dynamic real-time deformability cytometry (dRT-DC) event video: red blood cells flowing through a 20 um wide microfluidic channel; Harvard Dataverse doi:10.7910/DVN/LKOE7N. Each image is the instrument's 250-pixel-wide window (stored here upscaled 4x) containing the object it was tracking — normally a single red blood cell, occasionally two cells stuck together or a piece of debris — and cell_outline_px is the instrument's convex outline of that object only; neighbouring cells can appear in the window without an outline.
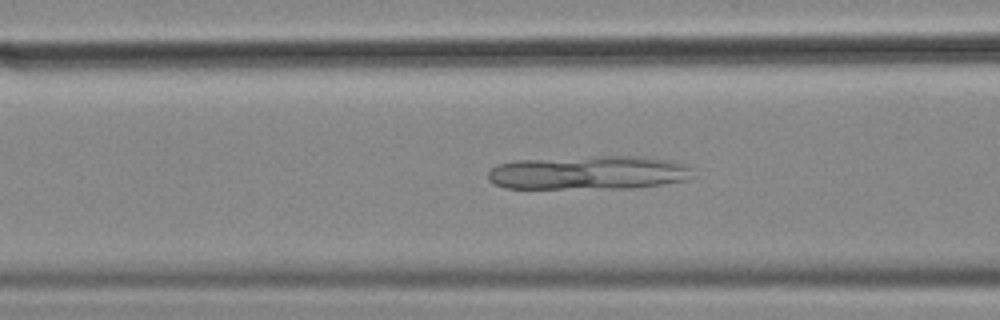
{"species": "common noctule bat (a hibernating species)", "species_latin": "Nyctalus noctula", "temperature_condition": "cold", "stored_images_in_passage": 48, "camera_frame_rate_fps": 3000, "um_per_image_px": 0.085, "animal": {"sex": "female", "body_mass_g": 18.4}, "frame": {"image": 1, "passage_image": 16, "time_ms": 5.0, "image_size_px": [1000, 320], "cell_outline_px": [[696, 168], [692, 176], [688, 180], [664, 184], [632, 188], [504, 188], [488, 180], [488, 172], [492, 168], [500, 164], [516, 160], [596, 156], [644, 156], [676, 160], [688, 164]], "centroid_in_image_um": [50.17, 14.67], "position_along_channel_um": 116.4, "area_um2": 40.98}}
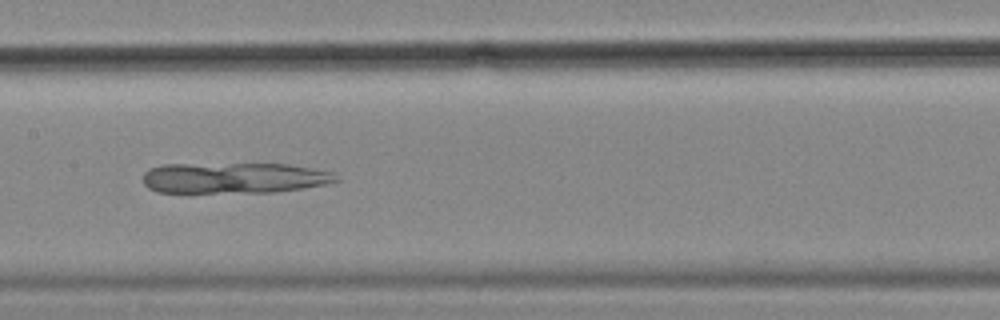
{"frame": {"image": 2, "passage_image": 22, "time_ms": 7.0, "image_size_px": [1000, 320], "cell_outline_px": [[340, 180], [328, 184], [304, 188], [272, 192], [156, 192], [148, 188], [144, 184], [144, 172], [148, 168], [164, 164], [288, 164], [312, 168], [332, 172], [340, 176]], "centroid_in_image_um": [19.92, 15.12], "position_along_channel_um": 187.5, "area_um2": 34.8}}
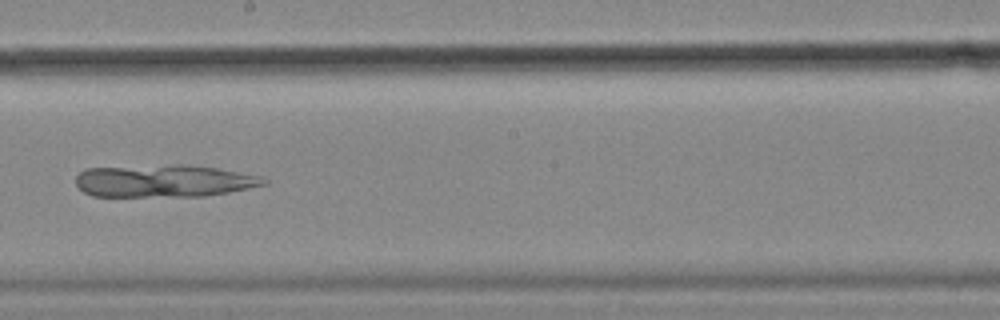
{"frame": {"image": 3, "passage_image": 26, "time_ms": 8.333, "image_size_px": [1000, 320], "cell_outline_px": [[268, 184], [228, 192], [204, 196], [92, 196], [84, 192], [76, 184], [76, 176], [80, 172], [88, 168], [176, 164], [188, 164], [216, 168], [260, 176], [268, 180]], "centroid_in_image_um": [13.94, 15.37], "position_along_channel_um": 234.3, "area_um2": 35.49}}